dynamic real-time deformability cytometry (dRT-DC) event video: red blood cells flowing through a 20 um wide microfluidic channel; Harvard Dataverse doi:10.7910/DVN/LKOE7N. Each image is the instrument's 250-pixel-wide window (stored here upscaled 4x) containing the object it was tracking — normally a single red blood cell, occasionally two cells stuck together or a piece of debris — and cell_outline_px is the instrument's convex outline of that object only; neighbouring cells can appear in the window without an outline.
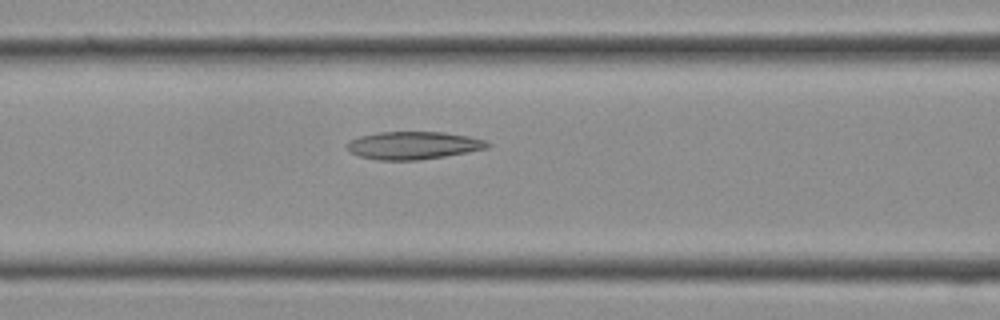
{"species": "Egyptian fruit bat (a non-hibernating species)", "species_latin": "Rousettus aegyptiacus", "temperature_condition": "cold", "stored_images_in_passage": 26, "camera_frame_rate_fps": 3000, "um_per_image_px": 0.085, "frame": {"image": 1, "passage_image": 9, "time_ms": 2.667, "image_size_px": [1000, 320], "cell_outline_px": [[492, 144], [488, 148], [468, 152], [420, 160], [376, 160], [360, 156], [348, 152], [344, 144], [348, 140], [360, 136], [380, 132], [444, 132], [468, 136], [484, 140]], "centroid_in_image_um": [35.08, 12.36], "position_along_channel_um": 131.5, "area_um2": 22.89}}
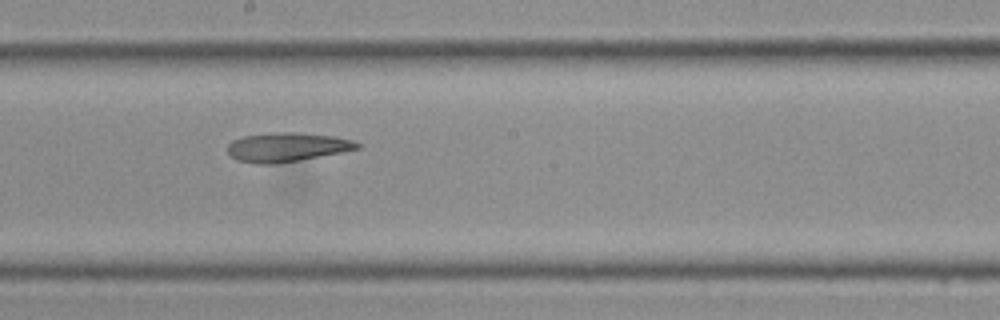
{"frame": {"image": 2, "passage_image": 13, "time_ms": 4.0, "image_size_px": [1000, 320], "cell_outline_px": [[360, 148], [300, 160], [276, 164], [256, 164], [236, 160], [228, 152], [228, 144], [232, 140], [244, 136], [272, 132], [300, 132], [332, 136], [352, 140], [360, 144]], "centroid_in_image_um": [24.35, 12.5], "position_along_channel_um": 223.8, "area_um2": 21.96}}
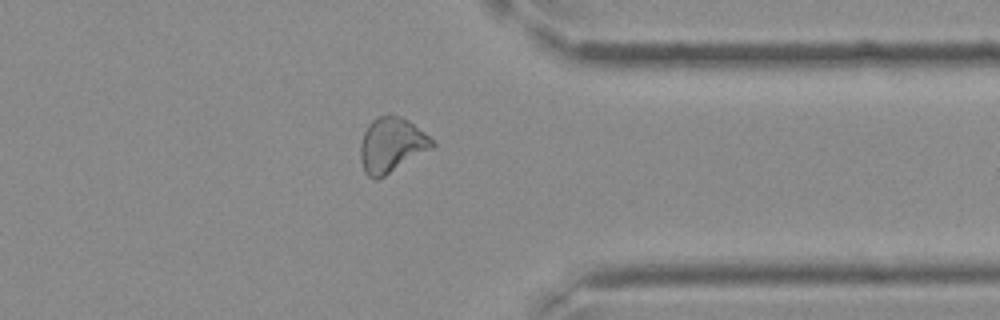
{"frame": {"image": 3, "passage_image": 20, "time_ms": 6.333, "image_size_px": [1000, 320], "cell_outline_px": [[436, 144], [432, 148], [384, 176], [376, 180], [368, 176], [364, 172], [360, 160], [360, 144], [364, 132], [368, 124], [376, 116], [400, 116], [408, 120], [424, 132]], "centroid_in_image_um": [33.24, 12.33], "position_along_channel_um": 378.2, "area_um2": 22.72}}